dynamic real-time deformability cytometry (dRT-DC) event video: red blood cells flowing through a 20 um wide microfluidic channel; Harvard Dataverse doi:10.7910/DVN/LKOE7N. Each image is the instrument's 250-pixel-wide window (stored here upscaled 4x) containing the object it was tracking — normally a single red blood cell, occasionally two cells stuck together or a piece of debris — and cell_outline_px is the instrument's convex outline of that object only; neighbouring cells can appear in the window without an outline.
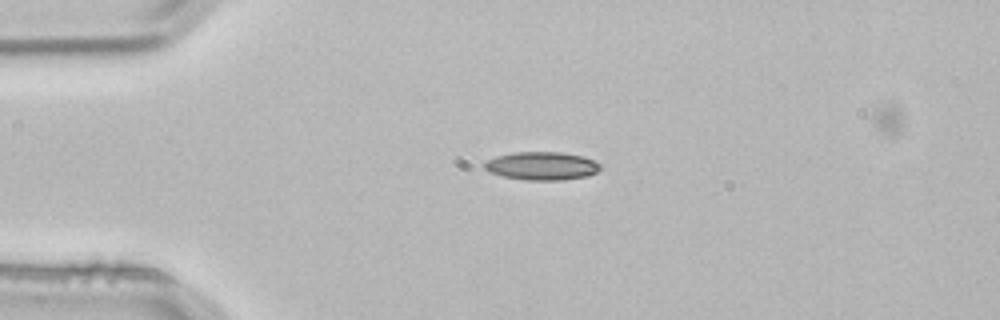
{"species": "common noctule bat (a hibernating species)", "species_latin": "Nyctalus noctula", "temperature_condition": "room temperature", "stored_images_in_passage": 2, "camera_frame_rate_fps": 3000, "um_per_image_px": 0.085, "animal": {"sex": "male", "body_mass_g": 21.5, "forearm_length_mm": 52.0}, "frame": {"image": 1, "passage_image": 1, "time_ms": 0.0, "image_size_px": [1000, 320], "cell_outline_px": [[600, 168], [596, 172], [588, 176], [560, 180], [524, 180], [504, 176], [488, 172], [484, 168], [484, 164], [488, 160], [496, 156], [516, 152], [560, 152], [584, 156], [600, 164]], "centroid_in_image_um": [46.05, 14.1], "position_along_channel_um": 39.0, "area_um2": 18.96}}
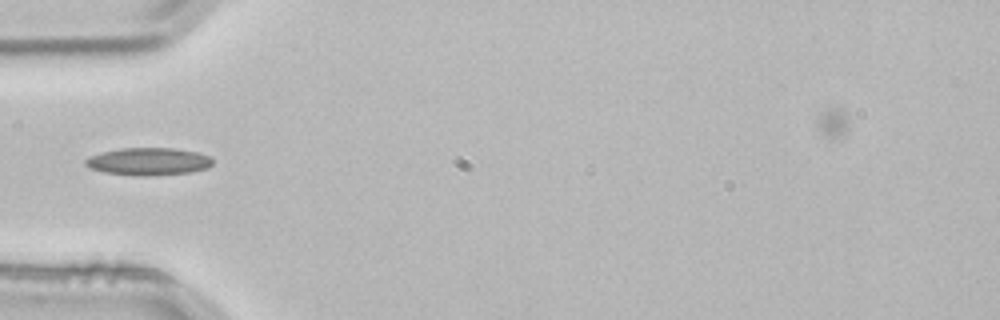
{"frame": {"image": 2, "passage_image": 2, "time_ms": 0.333, "image_size_px": [1000, 320], "cell_outline_px": [[212, 164], [208, 168], [192, 172], [148, 176], [104, 172], [92, 168], [84, 164], [84, 160], [92, 156], [104, 152], [120, 148], [176, 148], [196, 152], [208, 156], [212, 160]], "centroid_in_image_um": [12.66, 13.72], "position_along_channel_um": 72.3, "area_um2": 20.11}}